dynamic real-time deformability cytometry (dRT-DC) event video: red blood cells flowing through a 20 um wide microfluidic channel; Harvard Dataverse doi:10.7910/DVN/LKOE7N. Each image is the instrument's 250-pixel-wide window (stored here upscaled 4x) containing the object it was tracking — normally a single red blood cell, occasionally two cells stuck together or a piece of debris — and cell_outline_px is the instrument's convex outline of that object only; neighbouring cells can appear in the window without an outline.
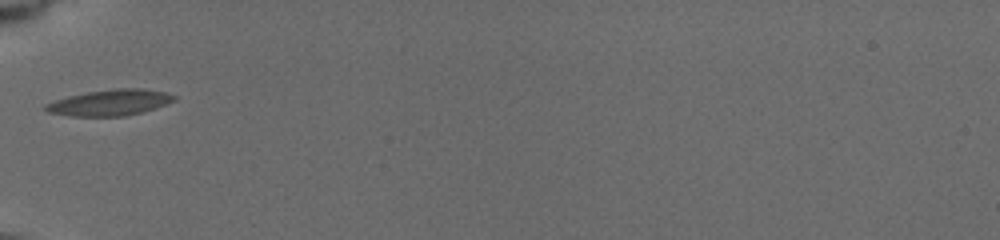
{"species": "common noctule bat (a hibernating species)", "species_latin": "Nyctalus noctula", "temperature_condition": "cold", "stored_images_in_passage": 5, "camera_frame_rate_fps": 3000, "um_per_image_px": 0.085, "animal": {"sex": "female", "body_mass_g": 19.5, "forearm_length_mm": 54.1}, "frame": {"image": 1, "passage_image": 1, "time_ms": 0.0, "image_size_px": [1000, 240], "cell_outline_px": [[176, 100], [140, 112], [124, 116], [68, 116], [48, 112], [44, 108], [44, 104], [68, 96], [88, 92], [116, 88], [144, 88], [164, 92], [176, 96]], "centroid_in_image_um": [9.31, 8.71], "position_along_channel_um": 75.7, "area_um2": 19.25}}
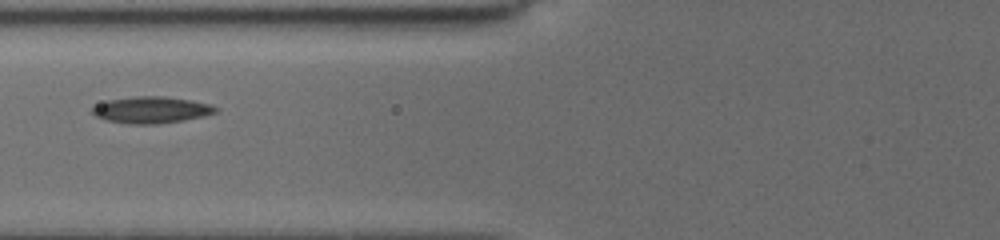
{"frame": {"image": 2, "passage_image": 3, "time_ms": 1.0, "image_size_px": [1000, 240], "cell_outline_px": [[220, 108], [216, 112], [204, 116], [184, 120], [160, 124], [128, 124], [104, 120], [96, 116], [92, 112], [92, 108], [108, 100], [136, 96], [164, 96], [192, 100], [212, 104]], "centroid_in_image_um": [12.91, 9.34], "position_along_channel_um": 112.9, "area_um2": 19.25}}